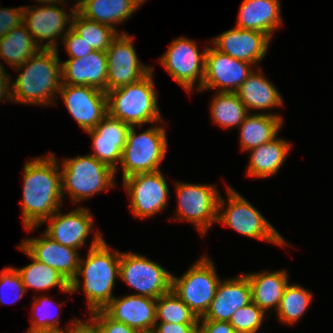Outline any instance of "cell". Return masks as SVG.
<instances>
[{
    "instance_id": "6da1fadb",
    "label": "cell",
    "mask_w": 333,
    "mask_h": 333,
    "mask_svg": "<svg viewBox=\"0 0 333 333\" xmlns=\"http://www.w3.org/2000/svg\"><path fill=\"white\" fill-rule=\"evenodd\" d=\"M31 161V162H30ZM24 166L22 216L25 229L31 231L43 224L61 207L62 183L59 163L50 153L33 158Z\"/></svg>"
},
{
    "instance_id": "7a4b0ae2",
    "label": "cell",
    "mask_w": 333,
    "mask_h": 333,
    "mask_svg": "<svg viewBox=\"0 0 333 333\" xmlns=\"http://www.w3.org/2000/svg\"><path fill=\"white\" fill-rule=\"evenodd\" d=\"M121 252H110L107 243L97 231L89 247L86 260L80 258L76 277L70 283V290L75 293L80 289L78 276L82 275L83 291L86 293L89 310H102L114 297L112 290L115 277L120 276Z\"/></svg>"
},
{
    "instance_id": "3957f363",
    "label": "cell",
    "mask_w": 333,
    "mask_h": 333,
    "mask_svg": "<svg viewBox=\"0 0 333 333\" xmlns=\"http://www.w3.org/2000/svg\"><path fill=\"white\" fill-rule=\"evenodd\" d=\"M23 68L11 84V100L35 105L52 103L51 98L59 93L62 85L58 49L39 50L16 70Z\"/></svg>"
},
{
    "instance_id": "277c9868",
    "label": "cell",
    "mask_w": 333,
    "mask_h": 333,
    "mask_svg": "<svg viewBox=\"0 0 333 333\" xmlns=\"http://www.w3.org/2000/svg\"><path fill=\"white\" fill-rule=\"evenodd\" d=\"M153 70L135 83L106 92L107 114L130 126L163 121L157 105Z\"/></svg>"
},
{
    "instance_id": "5b68a950",
    "label": "cell",
    "mask_w": 333,
    "mask_h": 333,
    "mask_svg": "<svg viewBox=\"0 0 333 333\" xmlns=\"http://www.w3.org/2000/svg\"><path fill=\"white\" fill-rule=\"evenodd\" d=\"M62 166V195L67 191L74 203L115 185L116 172L91 154L66 158Z\"/></svg>"
},
{
    "instance_id": "8992f818",
    "label": "cell",
    "mask_w": 333,
    "mask_h": 333,
    "mask_svg": "<svg viewBox=\"0 0 333 333\" xmlns=\"http://www.w3.org/2000/svg\"><path fill=\"white\" fill-rule=\"evenodd\" d=\"M136 126H131L122 152L121 167L123 179L139 173L160 171L159 165L165 158L167 138L165 129L151 127L136 134Z\"/></svg>"
},
{
    "instance_id": "52a82bcc",
    "label": "cell",
    "mask_w": 333,
    "mask_h": 333,
    "mask_svg": "<svg viewBox=\"0 0 333 333\" xmlns=\"http://www.w3.org/2000/svg\"><path fill=\"white\" fill-rule=\"evenodd\" d=\"M228 190V204L225 211V201L219 197L217 221L229 226L242 235L265 240L278 245L286 242L279 232L255 209L245 198L230 187ZM220 212V213H219Z\"/></svg>"
},
{
    "instance_id": "ba28073f",
    "label": "cell",
    "mask_w": 333,
    "mask_h": 333,
    "mask_svg": "<svg viewBox=\"0 0 333 333\" xmlns=\"http://www.w3.org/2000/svg\"><path fill=\"white\" fill-rule=\"evenodd\" d=\"M215 270L210 258L205 256L195 262L182 277L177 278L172 274L171 290L198 318L208 311L221 281Z\"/></svg>"
},
{
    "instance_id": "9c48e42d",
    "label": "cell",
    "mask_w": 333,
    "mask_h": 333,
    "mask_svg": "<svg viewBox=\"0 0 333 333\" xmlns=\"http://www.w3.org/2000/svg\"><path fill=\"white\" fill-rule=\"evenodd\" d=\"M120 279L138 290L135 295L158 299L171 290L172 274L161 265L135 253H121Z\"/></svg>"
},
{
    "instance_id": "30bf717a",
    "label": "cell",
    "mask_w": 333,
    "mask_h": 333,
    "mask_svg": "<svg viewBox=\"0 0 333 333\" xmlns=\"http://www.w3.org/2000/svg\"><path fill=\"white\" fill-rule=\"evenodd\" d=\"M178 193V220L196 225L204 237L207 229L217 221L219 193L211 185L176 182Z\"/></svg>"
},
{
    "instance_id": "8fae6325",
    "label": "cell",
    "mask_w": 333,
    "mask_h": 333,
    "mask_svg": "<svg viewBox=\"0 0 333 333\" xmlns=\"http://www.w3.org/2000/svg\"><path fill=\"white\" fill-rule=\"evenodd\" d=\"M206 50L205 47L200 54L195 42L180 37L171 43L159 61L172 78L189 92L199 78L200 90L204 80Z\"/></svg>"
},
{
    "instance_id": "7c38bea8",
    "label": "cell",
    "mask_w": 333,
    "mask_h": 333,
    "mask_svg": "<svg viewBox=\"0 0 333 333\" xmlns=\"http://www.w3.org/2000/svg\"><path fill=\"white\" fill-rule=\"evenodd\" d=\"M123 183L135 216L151 217L166 207L170 195L161 171L134 174L123 179Z\"/></svg>"
},
{
    "instance_id": "4fadbf2b",
    "label": "cell",
    "mask_w": 333,
    "mask_h": 333,
    "mask_svg": "<svg viewBox=\"0 0 333 333\" xmlns=\"http://www.w3.org/2000/svg\"><path fill=\"white\" fill-rule=\"evenodd\" d=\"M133 37L122 32L113 39L106 50L107 92L135 83L149 74L153 68L142 65L132 44Z\"/></svg>"
},
{
    "instance_id": "5bb4252c",
    "label": "cell",
    "mask_w": 333,
    "mask_h": 333,
    "mask_svg": "<svg viewBox=\"0 0 333 333\" xmlns=\"http://www.w3.org/2000/svg\"><path fill=\"white\" fill-rule=\"evenodd\" d=\"M59 94L69 113L85 131L94 129L107 115V95L102 90L62 84Z\"/></svg>"
},
{
    "instance_id": "9a60e30c",
    "label": "cell",
    "mask_w": 333,
    "mask_h": 333,
    "mask_svg": "<svg viewBox=\"0 0 333 333\" xmlns=\"http://www.w3.org/2000/svg\"><path fill=\"white\" fill-rule=\"evenodd\" d=\"M252 64L234 59L213 48H207L204 80L200 90L219 88V92H236L253 72Z\"/></svg>"
},
{
    "instance_id": "2e32d148",
    "label": "cell",
    "mask_w": 333,
    "mask_h": 333,
    "mask_svg": "<svg viewBox=\"0 0 333 333\" xmlns=\"http://www.w3.org/2000/svg\"><path fill=\"white\" fill-rule=\"evenodd\" d=\"M76 10L74 6L68 16L64 9L57 7L55 3L34 9L30 5L24 7L23 23L41 49H57L56 38L64 32L66 24H72L69 20L73 18ZM47 39L49 41L46 44H39L40 40Z\"/></svg>"
},
{
    "instance_id": "e0dca14e",
    "label": "cell",
    "mask_w": 333,
    "mask_h": 333,
    "mask_svg": "<svg viewBox=\"0 0 333 333\" xmlns=\"http://www.w3.org/2000/svg\"><path fill=\"white\" fill-rule=\"evenodd\" d=\"M156 300L146 296L114 297L102 310L113 320L122 322L139 333H151L156 321Z\"/></svg>"
},
{
    "instance_id": "ac0fdd59",
    "label": "cell",
    "mask_w": 333,
    "mask_h": 333,
    "mask_svg": "<svg viewBox=\"0 0 333 333\" xmlns=\"http://www.w3.org/2000/svg\"><path fill=\"white\" fill-rule=\"evenodd\" d=\"M270 41L263 32L236 27L211 40L216 50L251 64L264 58Z\"/></svg>"
},
{
    "instance_id": "d6986e66",
    "label": "cell",
    "mask_w": 333,
    "mask_h": 333,
    "mask_svg": "<svg viewBox=\"0 0 333 333\" xmlns=\"http://www.w3.org/2000/svg\"><path fill=\"white\" fill-rule=\"evenodd\" d=\"M130 125L108 114L91 130L86 131L93 140V155L100 162L117 171L127 141Z\"/></svg>"
},
{
    "instance_id": "ffe728a7",
    "label": "cell",
    "mask_w": 333,
    "mask_h": 333,
    "mask_svg": "<svg viewBox=\"0 0 333 333\" xmlns=\"http://www.w3.org/2000/svg\"><path fill=\"white\" fill-rule=\"evenodd\" d=\"M42 238H27L22 246L38 261L56 269L69 283L76 277L80 256L77 249L63 246L43 233Z\"/></svg>"
},
{
    "instance_id": "44dd1931",
    "label": "cell",
    "mask_w": 333,
    "mask_h": 333,
    "mask_svg": "<svg viewBox=\"0 0 333 333\" xmlns=\"http://www.w3.org/2000/svg\"><path fill=\"white\" fill-rule=\"evenodd\" d=\"M252 302L251 286L247 275L219 282L215 297L208 311L200 320H215L229 322L238 309Z\"/></svg>"
},
{
    "instance_id": "7402d4cb",
    "label": "cell",
    "mask_w": 333,
    "mask_h": 333,
    "mask_svg": "<svg viewBox=\"0 0 333 333\" xmlns=\"http://www.w3.org/2000/svg\"><path fill=\"white\" fill-rule=\"evenodd\" d=\"M107 72L106 51H93L61 64L62 84L91 86L104 92H107Z\"/></svg>"
},
{
    "instance_id": "603a6c76",
    "label": "cell",
    "mask_w": 333,
    "mask_h": 333,
    "mask_svg": "<svg viewBox=\"0 0 333 333\" xmlns=\"http://www.w3.org/2000/svg\"><path fill=\"white\" fill-rule=\"evenodd\" d=\"M89 211L86 208L78 207V209L62 215L58 209L45 220H49L51 223L44 233L63 246L78 250L84 245L92 230L93 217Z\"/></svg>"
},
{
    "instance_id": "cb8c5ba5",
    "label": "cell",
    "mask_w": 333,
    "mask_h": 333,
    "mask_svg": "<svg viewBox=\"0 0 333 333\" xmlns=\"http://www.w3.org/2000/svg\"><path fill=\"white\" fill-rule=\"evenodd\" d=\"M279 0H244L239 9L236 28L257 30L270 39L282 23Z\"/></svg>"
},
{
    "instance_id": "d4e9b609",
    "label": "cell",
    "mask_w": 333,
    "mask_h": 333,
    "mask_svg": "<svg viewBox=\"0 0 333 333\" xmlns=\"http://www.w3.org/2000/svg\"><path fill=\"white\" fill-rule=\"evenodd\" d=\"M146 0H85L77 11L89 20L115 29L140 7ZM115 24V25H112Z\"/></svg>"
},
{
    "instance_id": "484cf974",
    "label": "cell",
    "mask_w": 333,
    "mask_h": 333,
    "mask_svg": "<svg viewBox=\"0 0 333 333\" xmlns=\"http://www.w3.org/2000/svg\"><path fill=\"white\" fill-rule=\"evenodd\" d=\"M251 286L252 302L265 312L275 306L278 310L288 285V274L285 271L246 274Z\"/></svg>"
},
{
    "instance_id": "4316f807",
    "label": "cell",
    "mask_w": 333,
    "mask_h": 333,
    "mask_svg": "<svg viewBox=\"0 0 333 333\" xmlns=\"http://www.w3.org/2000/svg\"><path fill=\"white\" fill-rule=\"evenodd\" d=\"M258 71L252 72L236 91L248 112L251 108L266 110L283 104L276 87L261 74L260 67Z\"/></svg>"
},
{
    "instance_id": "83f0119b",
    "label": "cell",
    "mask_w": 333,
    "mask_h": 333,
    "mask_svg": "<svg viewBox=\"0 0 333 333\" xmlns=\"http://www.w3.org/2000/svg\"><path fill=\"white\" fill-rule=\"evenodd\" d=\"M282 122L280 115L248 114L239 126L242 150L249 151L275 138L281 129Z\"/></svg>"
},
{
    "instance_id": "f1b7e54d",
    "label": "cell",
    "mask_w": 333,
    "mask_h": 333,
    "mask_svg": "<svg viewBox=\"0 0 333 333\" xmlns=\"http://www.w3.org/2000/svg\"><path fill=\"white\" fill-rule=\"evenodd\" d=\"M290 144L286 140L275 137L259 147L250 149L248 174L259 178L275 174L285 161L291 148Z\"/></svg>"
},
{
    "instance_id": "f546056e",
    "label": "cell",
    "mask_w": 333,
    "mask_h": 333,
    "mask_svg": "<svg viewBox=\"0 0 333 333\" xmlns=\"http://www.w3.org/2000/svg\"><path fill=\"white\" fill-rule=\"evenodd\" d=\"M41 48L35 43L24 23L14 27L0 39V57L16 69Z\"/></svg>"
},
{
    "instance_id": "4dcf8cb0",
    "label": "cell",
    "mask_w": 333,
    "mask_h": 333,
    "mask_svg": "<svg viewBox=\"0 0 333 333\" xmlns=\"http://www.w3.org/2000/svg\"><path fill=\"white\" fill-rule=\"evenodd\" d=\"M18 248L33 260L27 266L17 269L26 289L33 288L43 291L59 286L63 292L72 293L70 283L56 269L35 259L22 245Z\"/></svg>"
},
{
    "instance_id": "1f68e13d",
    "label": "cell",
    "mask_w": 333,
    "mask_h": 333,
    "mask_svg": "<svg viewBox=\"0 0 333 333\" xmlns=\"http://www.w3.org/2000/svg\"><path fill=\"white\" fill-rule=\"evenodd\" d=\"M210 105L214 123L224 128L239 127L250 114L236 92L218 91Z\"/></svg>"
},
{
    "instance_id": "d6a6232c",
    "label": "cell",
    "mask_w": 333,
    "mask_h": 333,
    "mask_svg": "<svg viewBox=\"0 0 333 333\" xmlns=\"http://www.w3.org/2000/svg\"><path fill=\"white\" fill-rule=\"evenodd\" d=\"M71 28L88 44L94 51H106L113 39L118 35L116 29L107 25L89 20L77 10L71 19Z\"/></svg>"
},
{
    "instance_id": "836d02e7",
    "label": "cell",
    "mask_w": 333,
    "mask_h": 333,
    "mask_svg": "<svg viewBox=\"0 0 333 333\" xmlns=\"http://www.w3.org/2000/svg\"><path fill=\"white\" fill-rule=\"evenodd\" d=\"M172 324H198L199 318L172 291L161 295L156 300V321Z\"/></svg>"
},
{
    "instance_id": "e575fe53",
    "label": "cell",
    "mask_w": 333,
    "mask_h": 333,
    "mask_svg": "<svg viewBox=\"0 0 333 333\" xmlns=\"http://www.w3.org/2000/svg\"><path fill=\"white\" fill-rule=\"evenodd\" d=\"M312 297L313 294L302 286L288 284L277 310L279 320L289 324L296 323L308 309Z\"/></svg>"
},
{
    "instance_id": "d590c367",
    "label": "cell",
    "mask_w": 333,
    "mask_h": 333,
    "mask_svg": "<svg viewBox=\"0 0 333 333\" xmlns=\"http://www.w3.org/2000/svg\"><path fill=\"white\" fill-rule=\"evenodd\" d=\"M265 313L264 310L251 302L234 312L229 323L236 333H254L262 326Z\"/></svg>"
},
{
    "instance_id": "8d00e7d4",
    "label": "cell",
    "mask_w": 333,
    "mask_h": 333,
    "mask_svg": "<svg viewBox=\"0 0 333 333\" xmlns=\"http://www.w3.org/2000/svg\"><path fill=\"white\" fill-rule=\"evenodd\" d=\"M33 300L34 314H36L37 317L35 316L33 320H31L32 326L29 328V331L59 330V315L54 317V315L49 312L50 308L48 307H51L50 298L45 296L38 299L34 296Z\"/></svg>"
},
{
    "instance_id": "74e56055",
    "label": "cell",
    "mask_w": 333,
    "mask_h": 333,
    "mask_svg": "<svg viewBox=\"0 0 333 333\" xmlns=\"http://www.w3.org/2000/svg\"><path fill=\"white\" fill-rule=\"evenodd\" d=\"M7 288V289H6ZM4 289H6L8 291L12 290L14 292H12L16 297L10 299L9 296H7V291H5ZM26 291V288L24 287L22 278L19 274V272L17 271V268H13V267H5L1 272H0V303H4L6 304L7 301L5 300V298H7V300H11V303L16 302L17 300H19L20 298H22V296L24 295ZM10 292V291H9ZM5 301H4V300Z\"/></svg>"
},
{
    "instance_id": "f35d334b",
    "label": "cell",
    "mask_w": 333,
    "mask_h": 333,
    "mask_svg": "<svg viewBox=\"0 0 333 333\" xmlns=\"http://www.w3.org/2000/svg\"><path fill=\"white\" fill-rule=\"evenodd\" d=\"M64 46L70 59L83 58L94 50L88 45L72 28L71 25L66 30L63 37Z\"/></svg>"
},
{
    "instance_id": "ab89813d",
    "label": "cell",
    "mask_w": 333,
    "mask_h": 333,
    "mask_svg": "<svg viewBox=\"0 0 333 333\" xmlns=\"http://www.w3.org/2000/svg\"><path fill=\"white\" fill-rule=\"evenodd\" d=\"M91 317L97 322L101 333H139L126 324L113 320L103 310L90 312Z\"/></svg>"
},
{
    "instance_id": "60d3db41",
    "label": "cell",
    "mask_w": 333,
    "mask_h": 333,
    "mask_svg": "<svg viewBox=\"0 0 333 333\" xmlns=\"http://www.w3.org/2000/svg\"><path fill=\"white\" fill-rule=\"evenodd\" d=\"M24 7L0 9V39L23 23Z\"/></svg>"
},
{
    "instance_id": "b9f144b4",
    "label": "cell",
    "mask_w": 333,
    "mask_h": 333,
    "mask_svg": "<svg viewBox=\"0 0 333 333\" xmlns=\"http://www.w3.org/2000/svg\"><path fill=\"white\" fill-rule=\"evenodd\" d=\"M199 324L156 323L151 333H198Z\"/></svg>"
},
{
    "instance_id": "7bdbcfd3",
    "label": "cell",
    "mask_w": 333,
    "mask_h": 333,
    "mask_svg": "<svg viewBox=\"0 0 333 333\" xmlns=\"http://www.w3.org/2000/svg\"><path fill=\"white\" fill-rule=\"evenodd\" d=\"M198 333H236L229 322L202 320Z\"/></svg>"
},
{
    "instance_id": "ee69618b",
    "label": "cell",
    "mask_w": 333,
    "mask_h": 333,
    "mask_svg": "<svg viewBox=\"0 0 333 333\" xmlns=\"http://www.w3.org/2000/svg\"><path fill=\"white\" fill-rule=\"evenodd\" d=\"M88 323L81 320H74L73 325L69 327L70 329L64 331L65 333H101V330L97 322L91 317L88 319Z\"/></svg>"
},
{
    "instance_id": "f6af8a7d",
    "label": "cell",
    "mask_w": 333,
    "mask_h": 333,
    "mask_svg": "<svg viewBox=\"0 0 333 333\" xmlns=\"http://www.w3.org/2000/svg\"><path fill=\"white\" fill-rule=\"evenodd\" d=\"M9 74H7L2 66V64L0 63V101L1 99L5 100V96H6V100H10L11 99V89H9L10 87V79H9ZM3 97V98H2Z\"/></svg>"
},
{
    "instance_id": "bcb514c9",
    "label": "cell",
    "mask_w": 333,
    "mask_h": 333,
    "mask_svg": "<svg viewBox=\"0 0 333 333\" xmlns=\"http://www.w3.org/2000/svg\"><path fill=\"white\" fill-rule=\"evenodd\" d=\"M27 333H65L64 330L27 331Z\"/></svg>"
},
{
    "instance_id": "7dc6e473",
    "label": "cell",
    "mask_w": 333,
    "mask_h": 333,
    "mask_svg": "<svg viewBox=\"0 0 333 333\" xmlns=\"http://www.w3.org/2000/svg\"><path fill=\"white\" fill-rule=\"evenodd\" d=\"M36 1H39V2H43L44 4H46V3H48V4H54V3H58V2H60V3H62V2H64V0H36Z\"/></svg>"
},
{
    "instance_id": "c3c4849f",
    "label": "cell",
    "mask_w": 333,
    "mask_h": 333,
    "mask_svg": "<svg viewBox=\"0 0 333 333\" xmlns=\"http://www.w3.org/2000/svg\"><path fill=\"white\" fill-rule=\"evenodd\" d=\"M85 0H77V3L74 5L76 8L82 3L84 2Z\"/></svg>"
}]
</instances>
